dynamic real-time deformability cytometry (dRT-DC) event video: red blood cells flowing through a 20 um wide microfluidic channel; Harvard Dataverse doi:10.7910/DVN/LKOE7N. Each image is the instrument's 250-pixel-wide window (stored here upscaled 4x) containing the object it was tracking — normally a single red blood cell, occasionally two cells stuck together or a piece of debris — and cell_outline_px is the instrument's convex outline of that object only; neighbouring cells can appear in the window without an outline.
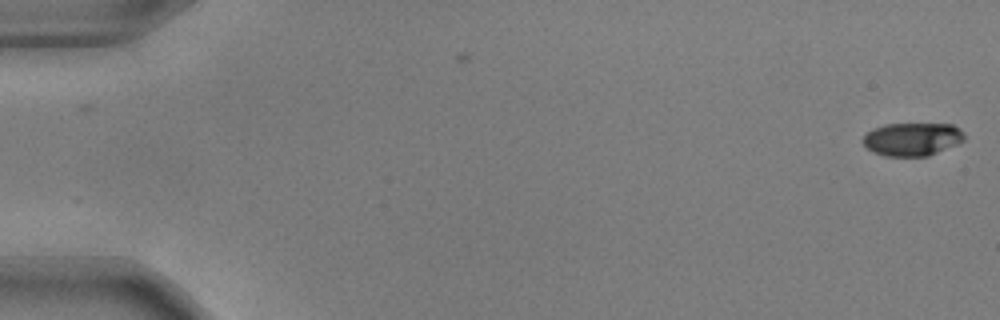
{"species": "common noctule bat (a hibernating species)", "species_latin": "Nyctalus noctula", "temperature_condition": "warm", "stored_images_in_passage": 47, "camera_frame_rate_fps": 3000, "um_per_image_px": 0.085, "animal": {"sex": "male", "body_mass_g": 17.9, "forearm_length_mm": 54.2}, "frame": {"image": 1, "passage_image": 1, "time_ms": 0.0, "image_size_px": [1000, 320], "cell_outline_px": [[964, 140], [956, 144], [928, 156], [884, 156], [872, 152], [860, 140], [872, 128], [884, 124], [952, 124], [960, 128], [964, 132]], "centroid_in_image_um": [77.52, 11.82], "position_along_channel_um": 7.5, "area_um2": 19.65}}
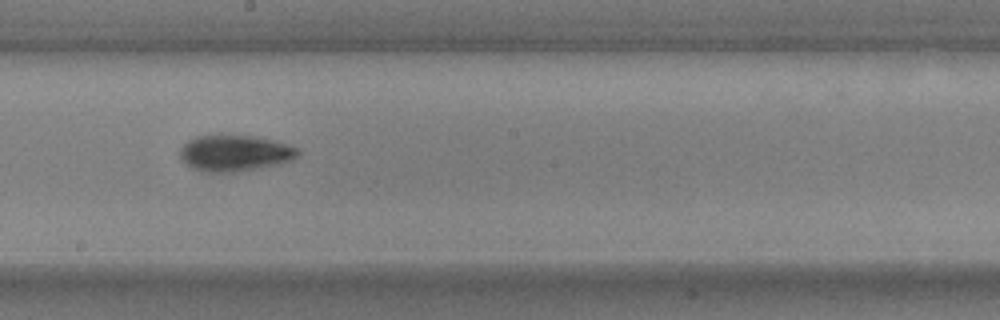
{"frame": {"image": 2, "passage_image": 31, "time_ms": 10.0, "image_size_px": [1000, 320], "cell_outline_px": [[300, 152], [292, 160], [260, 168], [236, 172], [204, 172], [192, 168], [180, 156], [180, 148], [188, 140], [196, 136], [220, 132], [256, 136], [272, 140], [296, 148]], "centroid_in_image_um": [19.9, 12.97], "position_along_channel_um": 228.3, "area_um2": 25.32}}
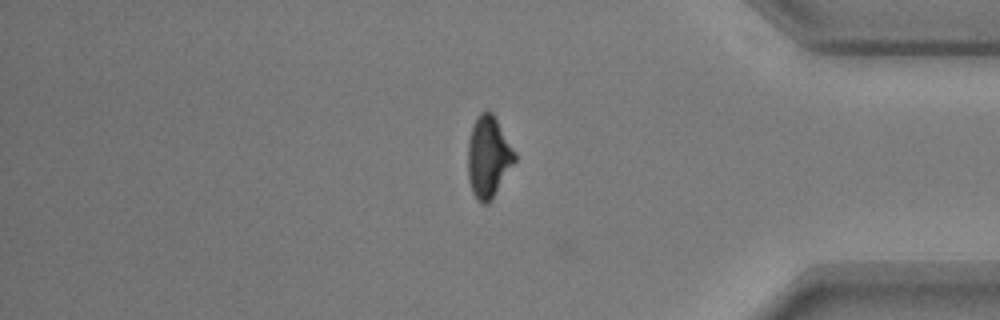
{"frame": {"image": 3, "passage_image": 46, "time_ms": 15.0, "image_size_px": [1000, 320], "cell_outline_px": [[516, 160], [492, 200], [488, 204], [480, 204], [472, 192], [468, 180], [468, 140], [476, 116], [480, 112], [488, 108], [492, 112], [516, 152]], "centroid_in_image_um": [41.51, 13.34], "position_along_channel_um": 393.7, "area_um2": 22.54}, "authors_computed_cell_mechanics": {"area_um2": 22.4842, "velocity_mm_per_s": 3.7502, "shape_relaxation_time_tau1_ms": 3.5012, "shape_relaxation_time_tau2_ms": 4.6591, "deformation_change_tau1": 0.1541, "deformation_change_tau2": 0.1027}}